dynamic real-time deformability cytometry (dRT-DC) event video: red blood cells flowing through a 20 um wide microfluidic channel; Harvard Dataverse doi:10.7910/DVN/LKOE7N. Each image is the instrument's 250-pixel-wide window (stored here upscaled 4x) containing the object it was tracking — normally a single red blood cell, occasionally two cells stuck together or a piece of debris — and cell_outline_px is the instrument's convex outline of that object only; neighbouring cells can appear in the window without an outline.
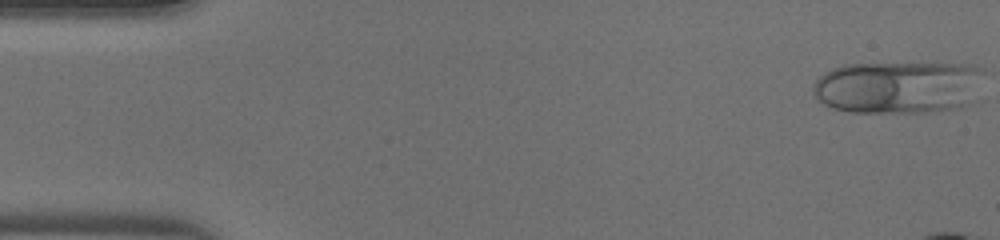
{"species": "human", "species_latin": "Homo sapiens", "temperature_condition": "warm", "stored_images_in_passage": 12, "camera_frame_rate_fps": 3000, "um_per_image_px": 0.085, "donor": {"sex": "male"}, "frame": {"image": 1, "passage_image": 1, "time_ms": 0.0, "image_size_px": [1000, 240], "cell_outline_px": [[984, 100], [980, 104], [960, 108], [928, 112], [848, 112], [832, 108], [816, 100], [812, 96], [812, 88], [816, 80], [824, 72], [832, 68], [844, 64], [972, 64], [984, 68]], "centroid_in_image_um": [76.53, 7.43], "position_along_channel_um": 8.5, "area_um2": 54.51}}